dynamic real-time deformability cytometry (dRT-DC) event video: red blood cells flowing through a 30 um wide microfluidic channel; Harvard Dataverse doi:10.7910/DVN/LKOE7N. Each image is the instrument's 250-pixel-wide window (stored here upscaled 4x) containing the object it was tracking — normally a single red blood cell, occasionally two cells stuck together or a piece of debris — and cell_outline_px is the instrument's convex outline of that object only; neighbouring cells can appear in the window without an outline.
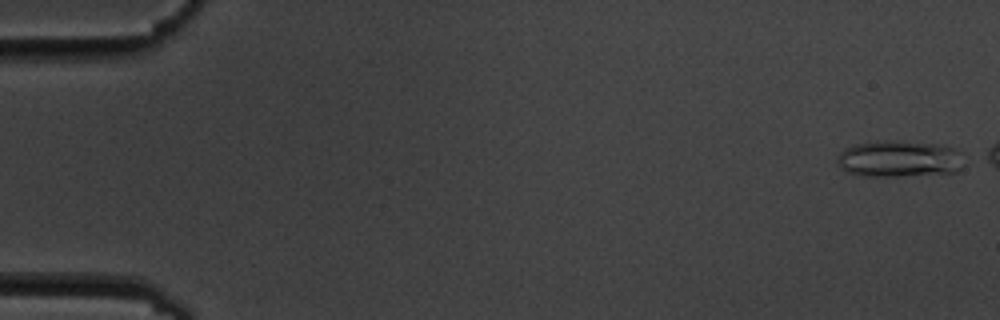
{"species": "common noctule bat (a hibernating species)", "species_latin": "Nyctalus noctula", "temperature_condition": "cold", "stored_images_in_passage": 5, "camera_frame_rate_fps": 3000, "um_per_image_px": 0.085, "animal": {"sex": "male", "body_mass_g": 19.5, "forearm_length_mm": 54.6}, "frame": {"image": 1, "passage_image": 1, "time_ms": 0.0, "image_size_px": [1000, 320], "cell_outline_px": [[960, 168], [956, 172], [896, 176], [860, 176], [848, 172], [840, 168], [836, 160], [836, 156], [844, 148], [852, 144], [876, 140], [900, 140], [944, 144], [960, 152]], "centroid_in_image_um": [76.34, 13.47], "position_along_channel_um": 8.7, "area_um2": 27.4}}